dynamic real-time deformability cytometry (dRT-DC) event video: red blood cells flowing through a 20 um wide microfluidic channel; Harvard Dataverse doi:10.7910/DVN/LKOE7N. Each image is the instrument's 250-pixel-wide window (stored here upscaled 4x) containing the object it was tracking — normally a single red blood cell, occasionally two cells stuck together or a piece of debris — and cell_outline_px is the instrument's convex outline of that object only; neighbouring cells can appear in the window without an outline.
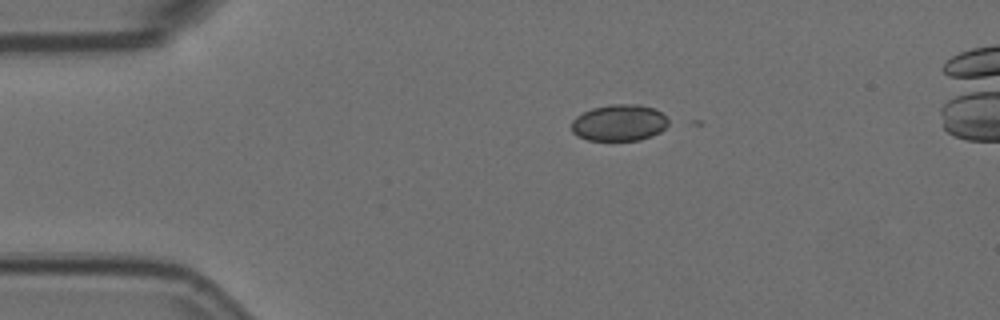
{"species": "Egyptian fruit bat (a non-hibernating species)", "species_latin": "Rousettus aegyptiacus", "temperature_condition": "room temperature", "stored_images_in_passage": 4, "camera_frame_rate_fps": 3000, "um_per_image_px": 0.085, "animal": {"sex": "female"}, "frame": {"image": 1, "passage_image": 1, "time_ms": 0.0, "image_size_px": [1000, 320], "cell_outline_px": [[668, 124], [660, 132], [652, 136], [640, 140], [588, 140], [572, 132], [572, 120], [576, 116], [592, 108], [608, 104], [640, 104], [656, 108], [668, 120]], "centroid_in_image_um": [52.64, 10.42], "position_along_channel_um": 32.4, "area_um2": 20.63}}